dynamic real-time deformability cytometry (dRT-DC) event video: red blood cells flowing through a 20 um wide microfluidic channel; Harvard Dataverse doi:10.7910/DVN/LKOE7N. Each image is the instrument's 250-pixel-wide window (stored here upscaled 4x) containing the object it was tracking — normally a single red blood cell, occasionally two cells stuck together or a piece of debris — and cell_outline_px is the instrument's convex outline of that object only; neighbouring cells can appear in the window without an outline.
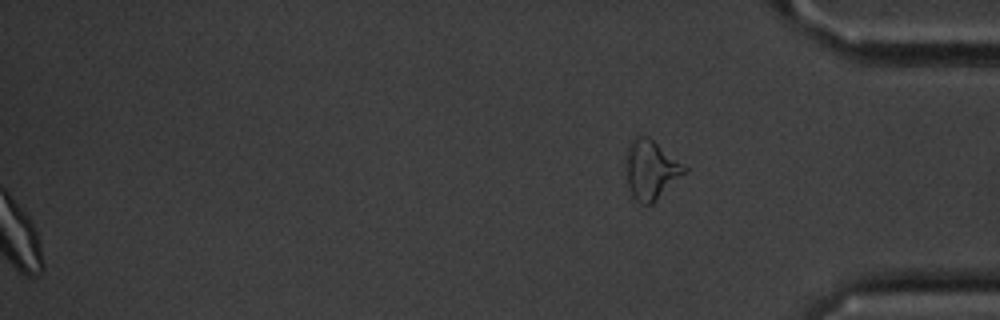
{"species": "common noctule bat (a hibernating species)", "species_latin": "Nyctalus noctula", "temperature_condition": "cold", "stored_images_in_passage": 54, "segment_of_instrument_passage": [2, 2], "camera_frame_rate_fps": 3000, "um_per_image_px": 0.085, "animal": {"sex": "male", "body_mass_g": 20.1, "forearm_length_mm": 53.5}, "frame": {"image": 1, "passage_image": 54, "time_ms": 17.667, "image_size_px": [1000, 320], "cell_outline_px": [[688, 168], [652, 204], [640, 204], [632, 196], [628, 184], [624, 164], [628, 148], [636, 132], [648, 136]], "centroid_in_image_um": [55.26, 14.39], "position_along_channel_um": 379.9, "area_um2": 20.0}}